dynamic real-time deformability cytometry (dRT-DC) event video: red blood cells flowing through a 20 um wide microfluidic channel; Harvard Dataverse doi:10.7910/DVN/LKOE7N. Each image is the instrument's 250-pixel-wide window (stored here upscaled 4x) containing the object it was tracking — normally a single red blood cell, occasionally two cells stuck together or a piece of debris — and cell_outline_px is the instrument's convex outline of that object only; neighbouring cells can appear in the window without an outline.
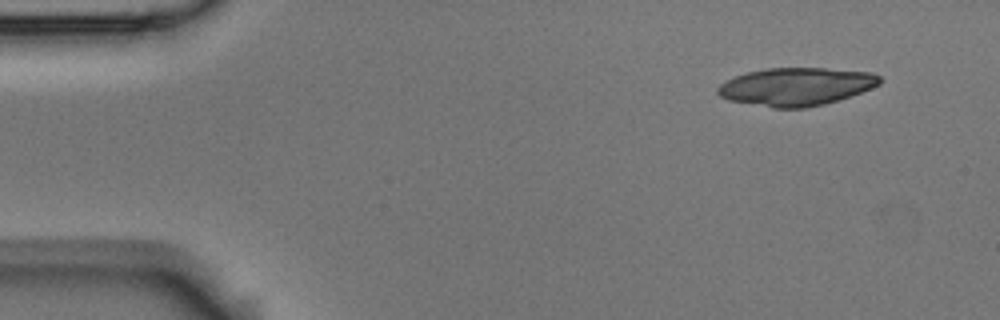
{"species": "Egyptian fruit bat (a non-hibernating species)", "species_latin": "Rousettus aegyptiacus", "temperature_condition": "room temperature", "stored_images_in_passage": 4, "camera_frame_rate_fps": 3000, "um_per_image_px": 0.085, "animal": {"sex": "male"}, "frame": {"image": 1, "passage_image": 1, "time_ms": 0.0, "image_size_px": [1000, 320], "cell_outline_px": [[880, 84], [860, 92], [824, 104], [804, 108], [772, 108], [728, 100], [720, 96], [716, 92], [716, 88], [720, 84], [736, 76], [748, 72], [768, 68], [824, 68], [872, 72], [880, 76]], "centroid_in_image_um": [67.64, 7.36], "position_along_channel_um": 17.4, "area_um2": 35.6}}